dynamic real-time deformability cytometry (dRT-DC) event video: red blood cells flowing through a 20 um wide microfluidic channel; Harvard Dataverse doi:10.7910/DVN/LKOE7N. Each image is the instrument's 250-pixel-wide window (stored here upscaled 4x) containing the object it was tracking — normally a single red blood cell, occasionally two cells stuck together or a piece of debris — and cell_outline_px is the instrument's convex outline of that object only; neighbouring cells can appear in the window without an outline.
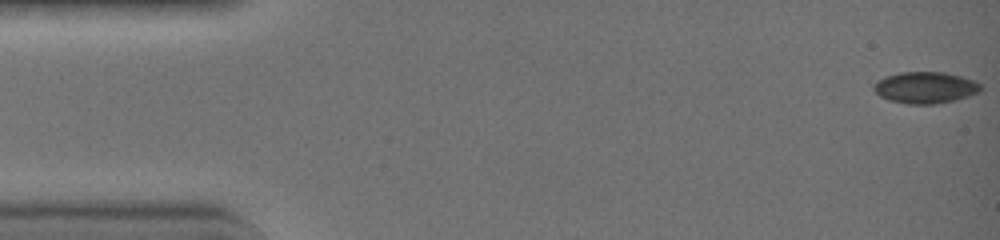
{"species": "common noctule bat (a hibernating species)", "species_latin": "Nyctalus noctula", "temperature_condition": "warm", "stored_images_in_passage": 42, "camera_frame_rate_fps": 3000, "um_per_image_px": 0.085, "animal": {"sex": "female", "body_mass_g": 19.0, "forearm_length_mm": 51.5}, "frame": {"image": 1, "passage_image": 1, "time_ms": 0.0, "image_size_px": [1000, 240], "cell_outline_px": [[980, 92], [956, 100], [936, 104], [908, 104], [888, 100], [880, 96], [872, 88], [872, 84], [876, 80], [884, 76], [900, 72], [944, 72], [976, 80], [980, 84]], "centroid_in_image_um": [78.62, 7.44], "position_along_channel_um": 6.4, "area_um2": 19.88}}
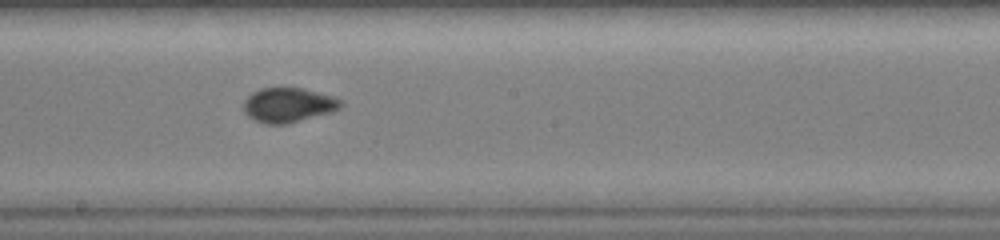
{"frame": {"image": 2, "passage_image": 24, "time_ms": 7.667, "image_size_px": [1000, 240], "cell_outline_px": [[340, 104], [336, 108], [324, 112], [296, 120], [276, 124], [272, 124], [256, 120], [244, 108], [244, 100], [252, 92], [260, 88], [300, 88], [332, 96], [340, 100]], "centroid_in_image_um": [24.42, 8.87], "position_along_channel_um": 223.8, "area_um2": 18.15}}
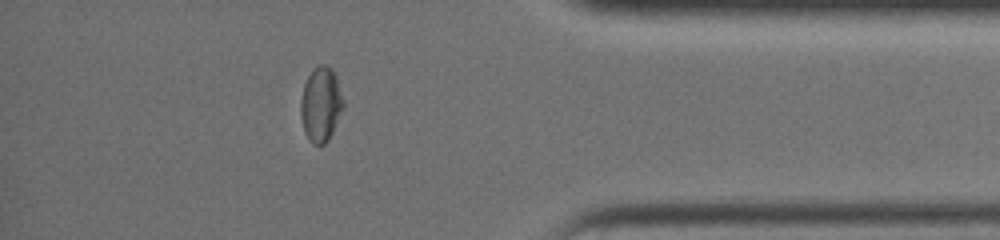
{"frame": {"image": 3, "passage_image": 37, "time_ms": 12.0, "image_size_px": [1000, 240], "cell_outline_px": [[344, 104], [332, 132], [328, 140], [324, 144], [312, 144], [304, 128], [300, 112], [300, 104], [304, 84], [308, 76], [320, 64], [324, 64], [332, 68], [336, 76]], "centroid_in_image_um": [27.27, 8.85], "position_along_channel_um": 407.9, "area_um2": 18.03}, "authors_computed_cell_mechanics": {"area_um2": 18.2648, "velocity_mm_per_s": 4.5955, "shape_relaxation_time_tau1_ms": null, "shape_relaxation_time_tau2_ms": 0.65, "deformation_change_tau1": null, "deformation_change_tau2": 0.0414}}